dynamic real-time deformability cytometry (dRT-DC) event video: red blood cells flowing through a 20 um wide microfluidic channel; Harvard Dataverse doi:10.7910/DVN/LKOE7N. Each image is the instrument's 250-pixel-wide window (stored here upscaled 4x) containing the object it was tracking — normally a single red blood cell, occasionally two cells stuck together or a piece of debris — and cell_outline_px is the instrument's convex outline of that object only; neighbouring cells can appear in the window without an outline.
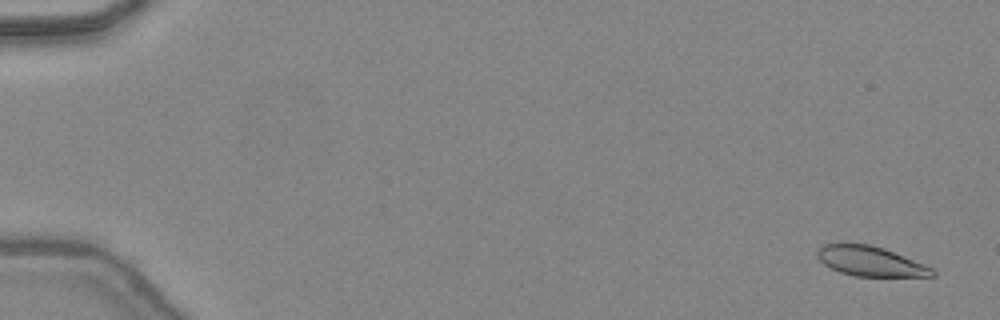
{"species": "common noctule bat (a hibernating species)", "species_latin": "Nyctalus noctula", "temperature_condition": "warm", "stored_images_in_passage": 48, "camera_frame_rate_fps": 3000, "um_per_image_px": 0.085, "animal": {"sex": "female", "body_mass_g": 24.6, "forearm_length_mm": 56.2}, "frame": {"image": 1, "passage_image": 3, "time_ms": 0.667, "image_size_px": [1000, 320], "cell_outline_px": [[936, 276], [856, 276], [840, 272], [824, 264], [816, 256], [816, 252], [824, 244], [872, 244], [884, 248], [924, 264], [932, 268], [936, 272]], "centroid_in_image_um": [73.99, 22.2], "position_along_channel_um": 11.0, "area_um2": 19.77}}
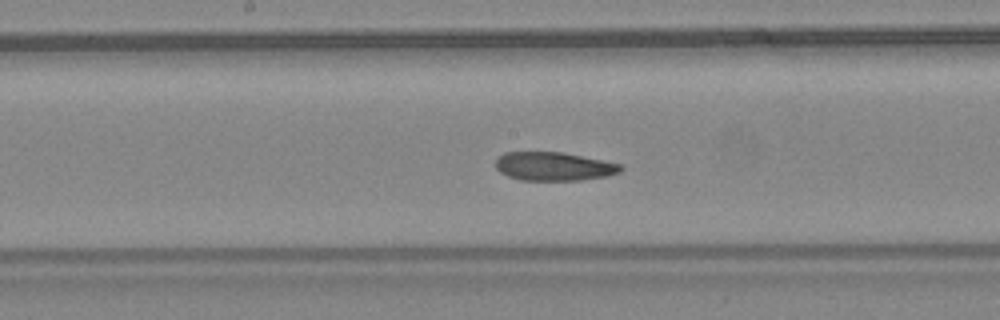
{"frame": {"image": 2, "passage_image": 27, "time_ms": 8.667, "image_size_px": [1000, 320], "cell_outline_px": [[624, 168], [620, 172], [608, 176], [580, 180], [520, 180], [508, 176], [500, 172], [496, 168], [496, 160], [504, 152], [560, 152], [620, 164]], "centroid_in_image_um": [47.06, 14.15], "position_along_channel_um": 201.1, "area_um2": 20.63}}
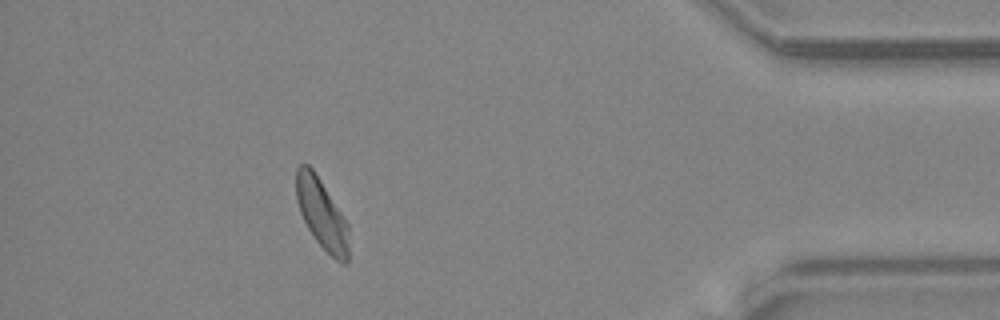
{"frame": {"image": 3, "passage_image": 44, "time_ms": 14.333, "image_size_px": [1000, 320], "cell_outline_px": [[348, 264], [344, 264], [336, 260], [316, 240], [308, 228], [300, 212], [296, 200], [296, 168], [300, 164], [308, 164], [312, 168], [320, 180], [348, 224]], "centroid_in_image_um": [27.34, 18.18], "position_along_channel_um": 407.9, "area_um2": 21.1}, "authors_computed_cell_mechanics": {"area_um2": 21.6461, "velocity_mm_per_s": 4.4431, "shape_relaxation_time_tau1_ms": null, "shape_relaxation_time_tau2_ms": 2.759, "deformation_change_tau1": null, "deformation_change_tau2": 0.1}}